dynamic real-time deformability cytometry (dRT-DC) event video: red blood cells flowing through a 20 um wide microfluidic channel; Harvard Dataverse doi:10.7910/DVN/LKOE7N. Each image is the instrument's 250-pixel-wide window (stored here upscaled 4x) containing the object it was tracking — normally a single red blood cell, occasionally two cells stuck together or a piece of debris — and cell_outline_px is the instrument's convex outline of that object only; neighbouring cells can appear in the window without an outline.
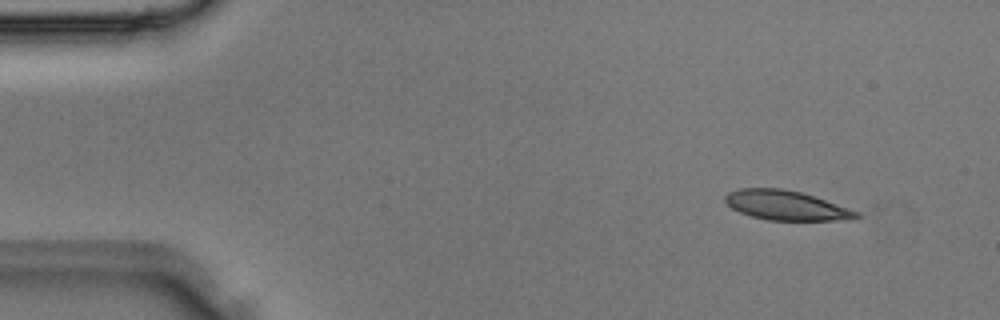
{"species": "Egyptian fruit bat (a non-hibernating species)", "species_latin": "Rousettus aegyptiacus", "temperature_condition": "room temperature", "stored_images_in_passage": 4, "camera_frame_rate_fps": 3000, "um_per_image_px": 0.085, "animal": {"sex": "male"}, "frame": {"image": 1, "passage_image": 1, "time_ms": 0.0, "image_size_px": [1000, 320], "cell_outline_px": [[864, 216], [856, 220], [768, 220], [752, 216], [740, 212], [732, 208], [724, 200], [724, 196], [728, 192], [740, 188], [780, 188], [800, 192], [860, 212]], "centroid_in_image_um": [66.85, 17.47], "position_along_channel_um": 18.1, "area_um2": 22.54}}